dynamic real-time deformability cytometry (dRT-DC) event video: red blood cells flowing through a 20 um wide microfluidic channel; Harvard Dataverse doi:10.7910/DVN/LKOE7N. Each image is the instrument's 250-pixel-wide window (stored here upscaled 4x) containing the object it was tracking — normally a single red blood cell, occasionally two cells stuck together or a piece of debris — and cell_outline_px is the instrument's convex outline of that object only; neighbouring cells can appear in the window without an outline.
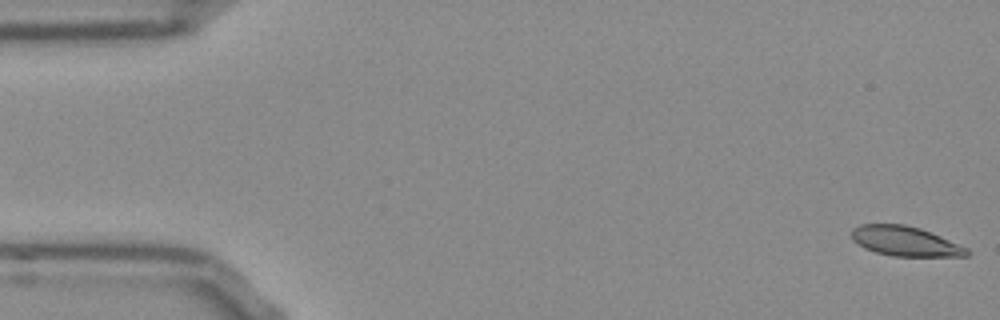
{"species": "Egyptian fruit bat (a non-hibernating species)", "species_latin": "Rousettus aegyptiacus", "temperature_condition": "room temperature", "stored_images_in_passage": 53, "camera_frame_rate_fps": 3000, "um_per_image_px": 0.085, "frame": {"image": 1, "passage_image": 1, "time_ms": 0.0, "image_size_px": [1000, 320], "cell_outline_px": [[972, 252], [968, 256], [892, 256], [876, 252], [864, 248], [852, 240], [852, 228], [860, 224], [904, 224], [920, 228], [940, 236], [968, 248]], "centroid_in_image_um": [76.94, 20.5], "position_along_channel_um": 8.1, "area_um2": 20.0}}
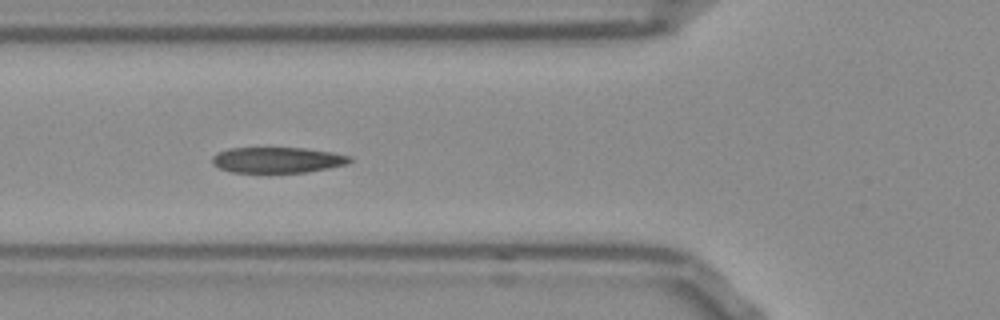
{"frame": {"image": 2, "passage_image": 19, "time_ms": 6.0, "image_size_px": [1000, 320], "cell_outline_px": [[352, 160], [348, 164], [328, 168], [304, 172], [232, 172], [220, 168], [212, 164], [212, 156], [216, 152], [228, 148], [304, 148], [332, 152], [352, 156]], "centroid_in_image_um": [23.57, 13.59], "position_along_channel_um": 102.2, "area_um2": 20.63}}
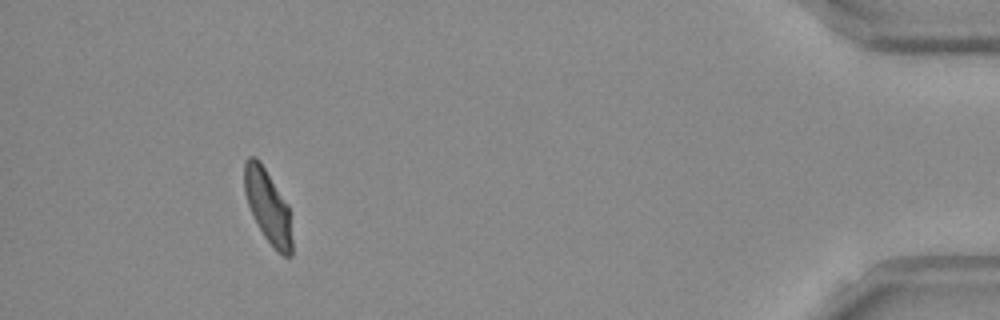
{"frame": {"image": 3, "passage_image": 49, "time_ms": 16.0, "image_size_px": [1000, 320], "cell_outline_px": [[292, 256], [284, 256], [264, 236], [248, 204], [244, 192], [244, 160], [248, 156], [256, 156], [260, 160], [288, 204], [292, 240]], "centroid_in_image_um": [22.76, 17.46], "position_along_channel_um": 412.4, "area_um2": 20.11}, "authors_computed_cell_mechanics": {"area_um2": 20.9236, "velocity_mm_per_s": 3.7742, "shape_relaxation_time_tau1_ms": 4.7022, "shape_relaxation_time_tau2_ms": 1.6908, "deformation_change_tau1": 0.1641, "deformation_change_tau2": 0.0795}}